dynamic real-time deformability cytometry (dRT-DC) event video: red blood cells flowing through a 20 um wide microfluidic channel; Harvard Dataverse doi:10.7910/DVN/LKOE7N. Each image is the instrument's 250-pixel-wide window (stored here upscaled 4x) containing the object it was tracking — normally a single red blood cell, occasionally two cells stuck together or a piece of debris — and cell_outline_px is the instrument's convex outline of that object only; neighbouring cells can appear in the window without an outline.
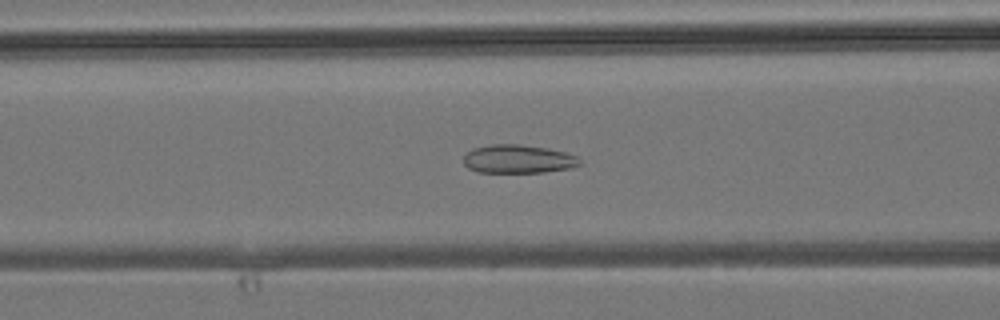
{"species": "common noctule bat (a hibernating species)", "species_latin": "Nyctalus noctula", "temperature_condition": "room temperature", "stored_images_in_passage": 33, "camera_frame_rate_fps": 3000, "um_per_image_px": 0.085, "animal": {"sex": "male", "body_mass_g": 19.2, "forearm_length_mm": 51.8}, "frame": {"image": 1, "passage_image": 5, "time_ms": 1.333, "image_size_px": [1000, 320], "cell_outline_px": [[580, 164], [568, 168], [540, 172], [480, 172], [468, 168], [464, 164], [464, 156], [468, 152], [476, 148], [492, 144], [516, 144], [544, 148], [564, 152], [576, 156], [580, 160]], "centroid_in_image_um": [44.01, 13.52], "position_along_channel_um": 122.6, "area_um2": 18.79}}
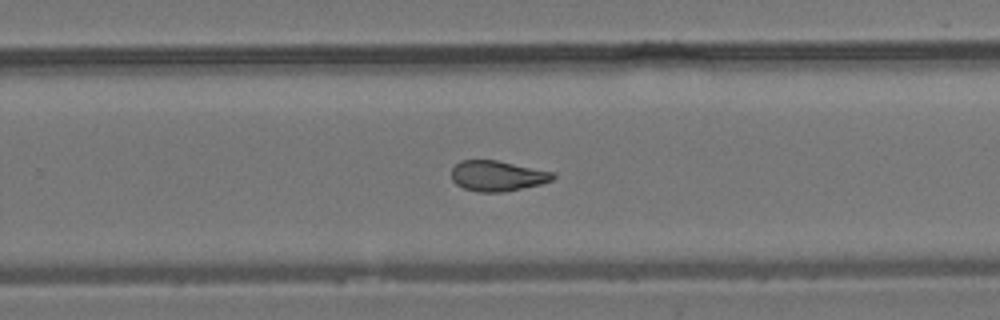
{"frame": {"image": 2, "passage_image": 16, "time_ms": 5.0, "image_size_px": [1000, 320], "cell_outline_px": [[556, 176], [552, 180], [540, 184], [500, 192], [480, 192], [464, 188], [456, 184], [452, 180], [452, 168], [460, 160], [496, 160], [556, 172]], "centroid_in_image_um": [42.28, 14.94], "position_along_channel_um": 287.5, "area_um2": 17.92}}
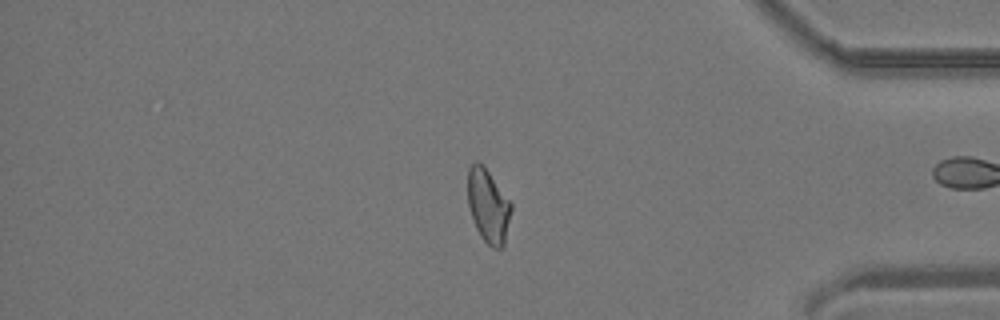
{"frame": {"image": 3, "passage_image": 25, "time_ms": 8.0, "image_size_px": [1000, 320], "cell_outline_px": [[512, 208], [504, 244], [500, 248], [492, 248], [480, 236], [476, 228], [468, 204], [468, 168], [476, 160], [488, 172], [512, 204]], "centroid_in_image_um": [41.49, 17.52], "position_along_channel_um": 393.7, "area_um2": 18.21}}